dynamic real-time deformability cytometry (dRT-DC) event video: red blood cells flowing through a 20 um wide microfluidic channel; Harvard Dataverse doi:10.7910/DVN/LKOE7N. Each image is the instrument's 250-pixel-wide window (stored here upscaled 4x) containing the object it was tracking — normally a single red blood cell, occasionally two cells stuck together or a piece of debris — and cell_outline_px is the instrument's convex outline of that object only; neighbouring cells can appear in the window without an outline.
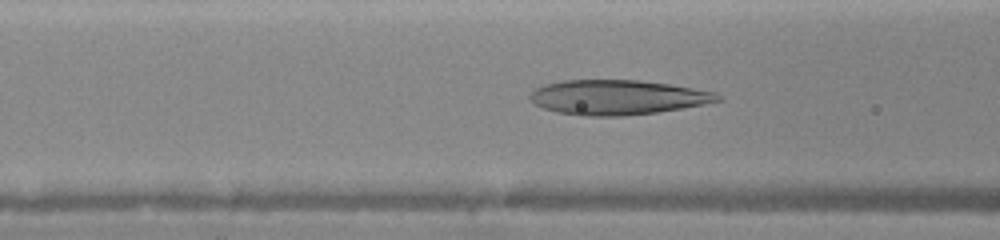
{"species": "human", "species_latin": "Homo sapiens", "temperature_condition": "warm", "stored_images_in_passage": 34, "camera_frame_rate_fps": 3000, "um_per_image_px": 0.085, "donor": {"sex": "female"}, "frame": {"image": 1, "passage_image": 13, "time_ms": 5.0, "image_size_px": [1000, 240], "cell_outline_px": [[724, 100], [704, 104], [656, 112], [624, 116], [584, 116], [556, 112], [544, 108], [536, 104], [528, 96], [536, 88], [548, 84], [564, 80], [640, 80], [668, 84], [716, 92]], "centroid_in_image_um": [52.5, 8.27], "position_along_channel_um": 114.1, "area_um2": 37.74}}
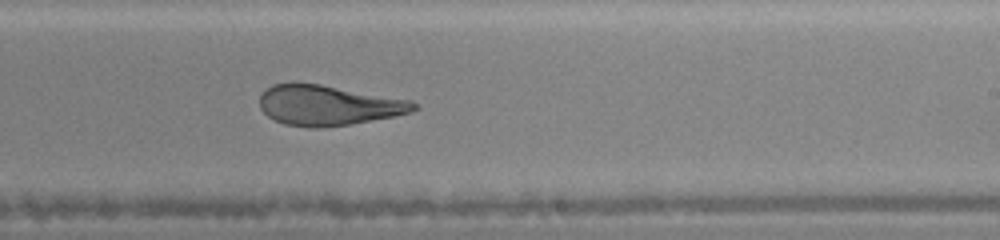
{"frame": {"image": 2, "passage_image": 20, "time_ms": 8.333, "image_size_px": [1000, 240], "cell_outline_px": [[420, 108], [412, 112], [352, 124], [320, 128], [308, 128], [284, 124], [268, 116], [260, 108], [260, 92], [272, 84], [320, 84], [412, 100]], "centroid_in_image_um": [27.9, 8.96], "position_along_channel_um": 261.1, "area_um2": 36.01}}
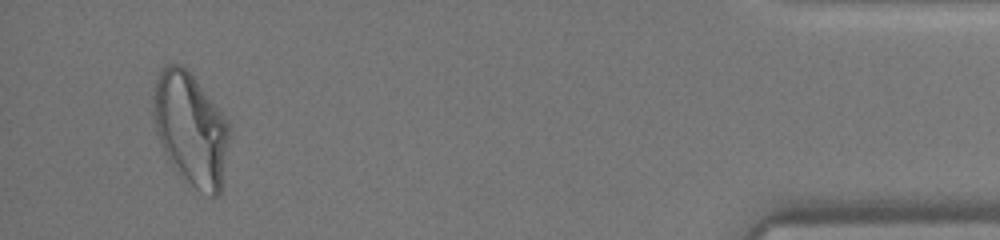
{"frame": {"image": 3, "passage_image": 32, "time_ms": 13.333, "image_size_px": [1000, 240], "cell_outline_px": [[232, 132], [220, 192], [216, 196], [212, 196], [196, 188], [176, 172], [156, 132], [152, 104], [156, 72], [168, 64], [180, 64], [188, 68], [228, 120]], "centroid_in_image_um": [16.23, 10.9], "position_along_channel_um": 419.0, "area_um2": 50.29}}